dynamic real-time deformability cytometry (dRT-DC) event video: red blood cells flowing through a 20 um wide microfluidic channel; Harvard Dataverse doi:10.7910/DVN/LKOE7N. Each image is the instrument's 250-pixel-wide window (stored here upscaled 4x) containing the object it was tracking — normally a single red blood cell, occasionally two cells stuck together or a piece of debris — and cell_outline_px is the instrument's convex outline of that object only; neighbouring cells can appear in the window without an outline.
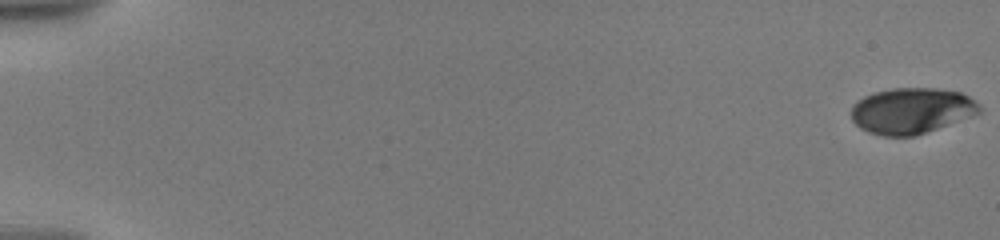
{"species": "human", "species_latin": "Homo sapiens", "temperature_condition": "warm", "stored_images_in_passage": 43, "camera_frame_rate_fps": 3000, "um_per_image_px": 0.085, "donor": {"sex": "male"}, "frame": {"image": 1, "passage_image": 1, "time_ms": 0.0, "image_size_px": [1000, 240], "cell_outline_px": [[980, 112], [936, 128], [912, 136], [884, 136], [868, 132], [860, 128], [852, 120], [852, 104], [856, 100], [864, 96], [876, 92], [892, 88], [936, 88], [960, 92], [976, 100], [980, 104]], "centroid_in_image_um": [77.44, 9.39], "position_along_channel_um": 7.6, "area_um2": 33.93}}
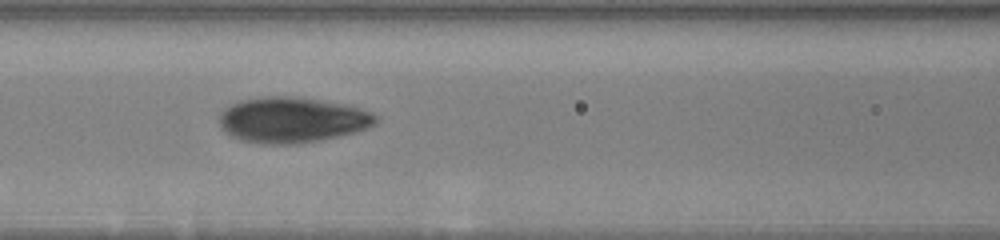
{"frame": {"image": 2, "passage_image": 25, "time_ms": 9.0, "image_size_px": [1000, 240], "cell_outline_px": [[376, 124], [368, 128], [356, 132], [340, 136], [320, 140], [296, 144], [260, 144], [240, 140], [224, 132], [220, 128], [220, 112], [224, 108], [240, 100], [260, 96], [292, 96], [320, 100], [360, 108], [376, 116]], "centroid_in_image_um": [24.78, 10.2], "position_along_channel_um": 141.8, "area_um2": 41.67}}
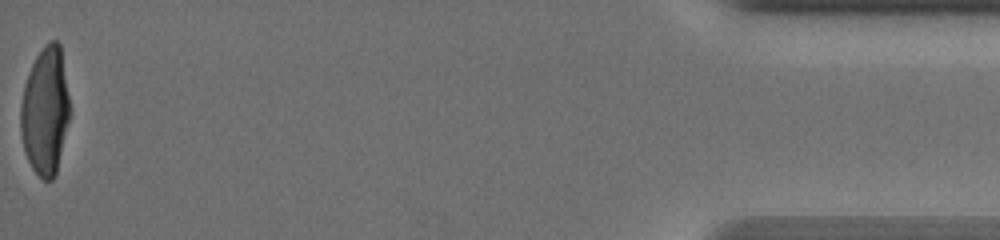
{"frame": {"image": 3, "passage_image": 43, "time_ms": 19.333, "image_size_px": [1000, 240], "cell_outline_px": [[68, 120], [56, 172], [52, 180], [44, 180], [32, 168], [24, 152], [20, 132], [20, 108], [24, 84], [32, 64], [36, 56], [44, 44], [48, 40], [56, 40], [60, 44], [68, 96]], "centroid_in_image_um": [3.81, 9.41], "position_along_channel_um": 431.4, "area_um2": 36.13}, "authors_computed_cell_mechanics": {"area_um2": 37.2232, "velocity_mm_per_s": 3.5819, "shape_relaxation_time_tau1_ms": 4.595, "shape_relaxation_time_tau2_ms": 0.8897, "deformation_change_tau1": 0.203, "deformation_change_tau2": 0.0563}}